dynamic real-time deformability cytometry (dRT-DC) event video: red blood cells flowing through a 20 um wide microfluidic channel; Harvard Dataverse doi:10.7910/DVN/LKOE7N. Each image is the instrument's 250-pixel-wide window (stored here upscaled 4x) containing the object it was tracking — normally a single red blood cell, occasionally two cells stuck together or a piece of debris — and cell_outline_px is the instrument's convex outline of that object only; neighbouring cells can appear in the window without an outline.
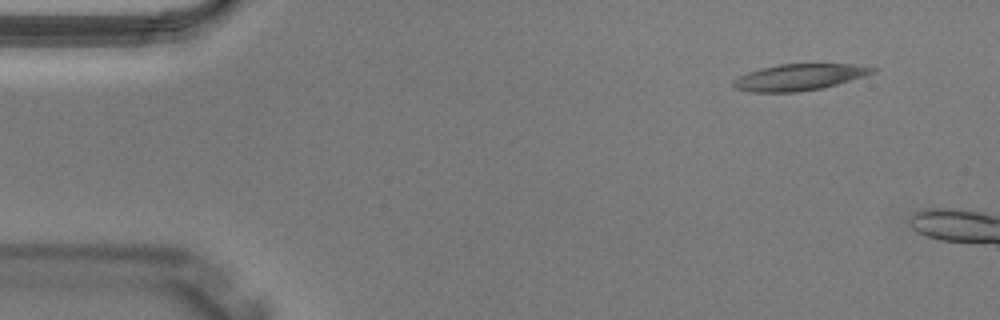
{"species": "Egyptian fruit bat (a non-hibernating species)", "species_latin": "Rousettus aegyptiacus", "temperature_condition": "warm", "stored_images_in_passage": 2, "camera_frame_rate_fps": 3000, "um_per_image_px": 0.085, "animal": {"sex": "male"}, "frame": {"image": 1, "passage_image": 1, "time_ms": 0.0, "image_size_px": [1000, 320], "cell_outline_px": [[876, 72], [864, 76], [836, 84], [820, 88], [796, 92], [748, 92], [736, 88], [732, 84], [732, 80], [748, 72], [760, 68], [780, 64], [852, 64], [876, 68]], "centroid_in_image_um": [67.9, 6.56], "position_along_channel_um": 17.1, "area_um2": 21.21}}